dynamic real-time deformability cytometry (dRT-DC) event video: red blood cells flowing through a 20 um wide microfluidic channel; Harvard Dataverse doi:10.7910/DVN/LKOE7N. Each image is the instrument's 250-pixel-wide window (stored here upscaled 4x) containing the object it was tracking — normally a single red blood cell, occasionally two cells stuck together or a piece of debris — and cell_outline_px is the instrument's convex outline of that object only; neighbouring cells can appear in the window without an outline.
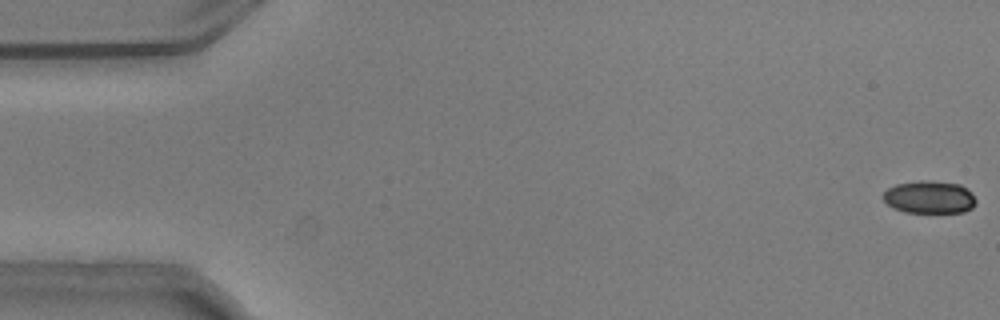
{"species": "common noctule bat (a hibernating species)", "species_latin": "Nyctalus noctula", "temperature_condition": "warm", "stored_images_in_passage": 55, "camera_frame_rate_fps": 3000, "um_per_image_px": 0.085, "animal": {"sex": "male", "body_mass_g": 20.5, "forearm_length_mm": 52.5}, "frame": {"image": 1, "passage_image": 1, "time_ms": 0.0, "image_size_px": [1000, 320], "cell_outline_px": [[976, 204], [972, 208], [964, 212], [904, 212], [892, 208], [880, 196], [888, 188], [896, 184], [920, 180], [928, 180], [960, 184], [968, 188], [972, 192], [976, 200]], "centroid_in_image_um": [79.0, 16.75], "position_along_channel_um": 6.0, "area_um2": 17.92}}
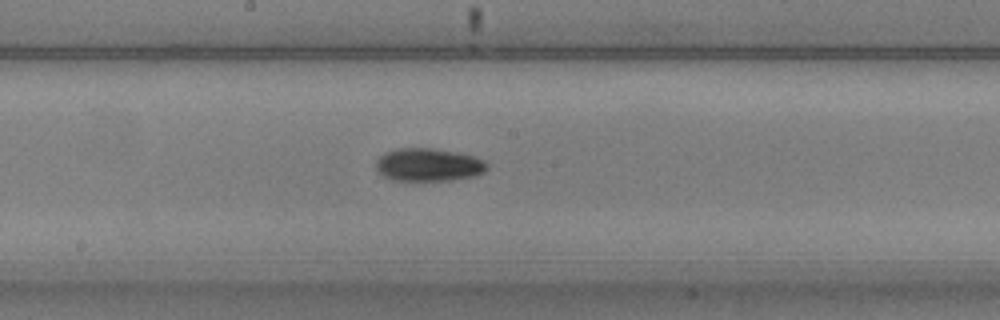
{"frame": {"image": 2, "passage_image": 29, "time_ms": 9.333, "image_size_px": [1000, 320], "cell_outline_px": [[488, 168], [484, 172], [476, 176], [448, 180], [392, 180], [384, 176], [376, 168], [376, 160], [384, 152], [396, 148], [432, 148], [456, 152], [472, 156], [484, 160], [488, 164]], "centroid_in_image_um": [36.42, 14.0], "position_along_channel_um": 211.8, "area_um2": 21.33}}
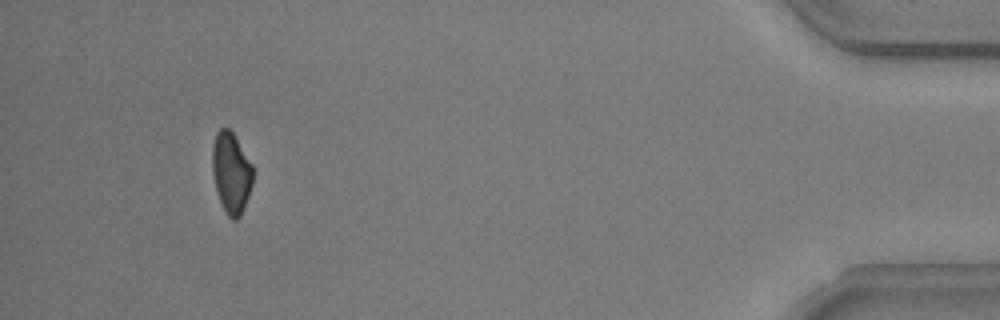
{"frame": {"image": 3, "passage_image": 51, "time_ms": 16.667, "image_size_px": [1000, 320], "cell_outline_px": [[252, 184], [248, 196], [240, 216], [236, 220], [232, 220], [228, 216], [220, 200], [216, 188], [212, 172], [212, 148], [216, 132], [220, 128], [228, 128], [232, 132], [252, 164]], "centroid_in_image_um": [19.64, 14.67], "position_along_channel_um": 415.6, "area_um2": 18.84}, "authors_computed_cell_mechanics": {"area_um2": 19.8832, "velocity_mm_per_s": 3.7429, "shape_relaxation_time_tau1_ms": 4.7566, "shape_relaxation_time_tau2_ms": 4.6437, "deformation_change_tau1": 0.143, "deformation_change_tau2": 0.0864}}